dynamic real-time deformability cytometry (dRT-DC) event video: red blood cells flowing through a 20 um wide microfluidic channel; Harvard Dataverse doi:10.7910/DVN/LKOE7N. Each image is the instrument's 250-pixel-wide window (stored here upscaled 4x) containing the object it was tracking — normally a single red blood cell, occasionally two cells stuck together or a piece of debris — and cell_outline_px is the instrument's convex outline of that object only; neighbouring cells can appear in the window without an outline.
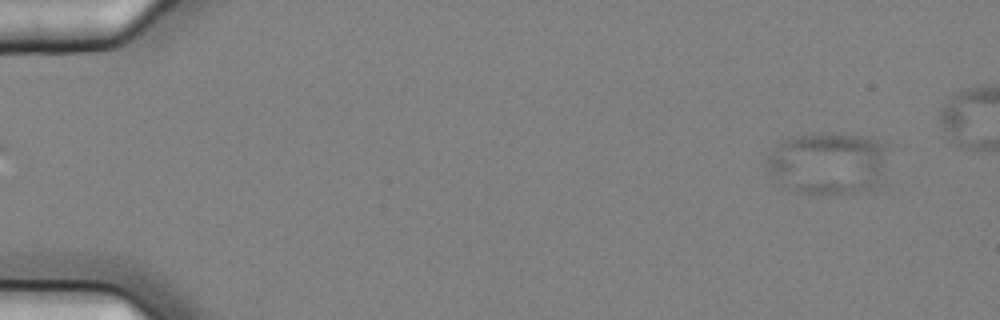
{"species": "common noctule bat (a hibernating species)", "species_latin": "Nyctalus noctula", "temperature_condition": "cold", "stored_images_in_passage": 3, "camera_frame_rate_fps": 3000, "um_per_image_px": 0.085, "animal": {"sex": "female", "body_mass_g": 25.1}, "frame": {"image": 1, "passage_image": 3, "time_ms": 0.667, "image_size_px": [1000, 320], "cell_outline_px": [[888, 144], [884, 184], [876, 188], [856, 192], [812, 196], [796, 192], [788, 188], [772, 176], [768, 172], [768, 156], [784, 140], [792, 136], [812, 132], [828, 132], [872, 136]], "centroid_in_image_um": [70.5, 13.87], "position_along_channel_um": 14.5, "area_um2": 45.6}}